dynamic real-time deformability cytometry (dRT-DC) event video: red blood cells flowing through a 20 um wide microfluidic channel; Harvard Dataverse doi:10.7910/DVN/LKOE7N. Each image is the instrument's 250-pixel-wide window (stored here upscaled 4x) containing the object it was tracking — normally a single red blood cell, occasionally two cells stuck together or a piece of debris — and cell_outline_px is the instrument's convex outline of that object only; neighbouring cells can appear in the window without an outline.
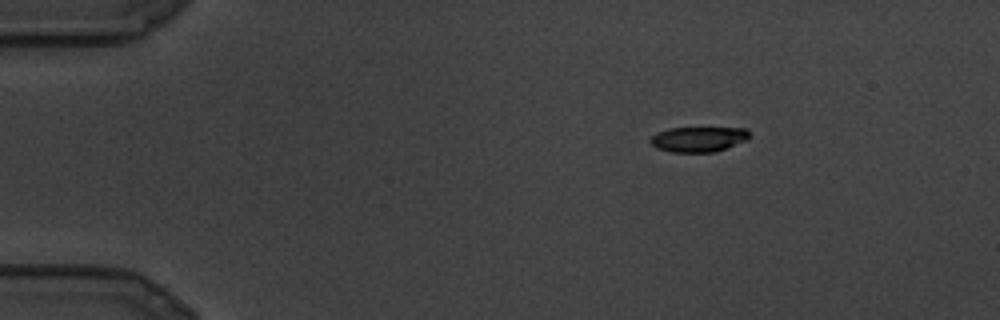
{"species": "common noctule bat (a hibernating species)", "species_latin": "Nyctalus noctula", "temperature_condition": "cold", "stored_images_in_passage": 6, "camera_frame_rate_fps": 3000, "um_per_image_px": 0.085, "animal": {"sex": "male", "body_mass_g": 19.5, "forearm_length_mm": 54.6}, "frame": {"image": 1, "passage_image": 1, "time_ms": 0.0, "image_size_px": [1000, 320], "cell_outline_px": [[748, 140], [716, 152], [672, 152], [656, 148], [648, 140], [656, 132], [668, 128], [748, 128]], "centroid_in_image_um": [59.35, 11.83], "position_along_channel_um": 25.6, "area_um2": 14.62}}